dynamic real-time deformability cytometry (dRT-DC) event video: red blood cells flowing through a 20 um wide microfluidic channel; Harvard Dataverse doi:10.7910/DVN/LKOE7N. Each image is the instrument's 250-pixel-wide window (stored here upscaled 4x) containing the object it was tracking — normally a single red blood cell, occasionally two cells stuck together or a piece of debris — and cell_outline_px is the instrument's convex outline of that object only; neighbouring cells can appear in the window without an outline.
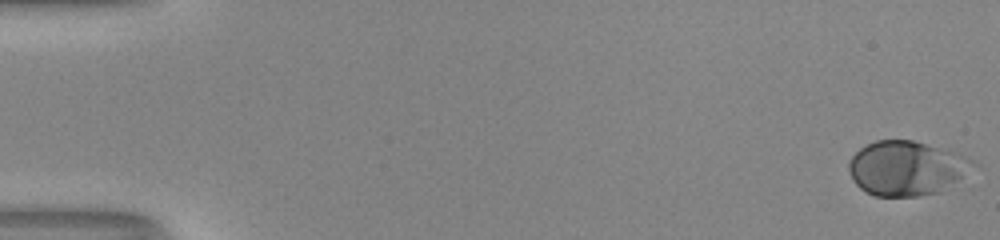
{"species": "human", "species_latin": "Homo sapiens", "temperature_condition": "room temperature", "stored_images_in_passage": 53, "camera_frame_rate_fps": 3000, "um_per_image_px": 0.085, "donor": {"sex": "male"}, "frame": {"image": 1, "passage_image": 1, "time_ms": 0.0, "image_size_px": [1000, 240], "cell_outline_px": [[960, 176], [956, 180], [940, 192], [916, 196], [872, 196], [860, 188], [852, 180], [848, 168], [848, 164], [852, 156], [860, 148], [876, 140], [912, 140], [948, 152], [960, 168]], "centroid_in_image_um": [76.69, 14.34], "position_along_channel_um": 8.3, "area_um2": 36.59}}
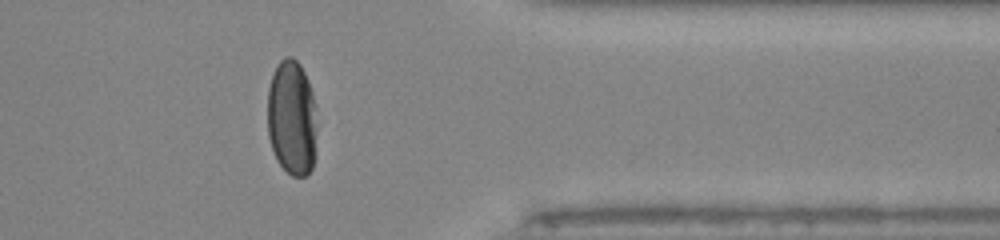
{"frame": {"image": 2, "passage_image": 44, "time_ms": 14.333, "image_size_px": [1000, 240], "cell_outline_px": [[316, 152], [312, 168], [304, 176], [292, 176], [276, 160], [268, 136], [268, 88], [272, 76], [280, 60], [284, 56], [292, 56], [300, 64], [308, 80], [316, 104]], "centroid_in_image_um": [24.83, 10.02], "position_along_channel_um": 386.6, "area_um2": 33.64}}
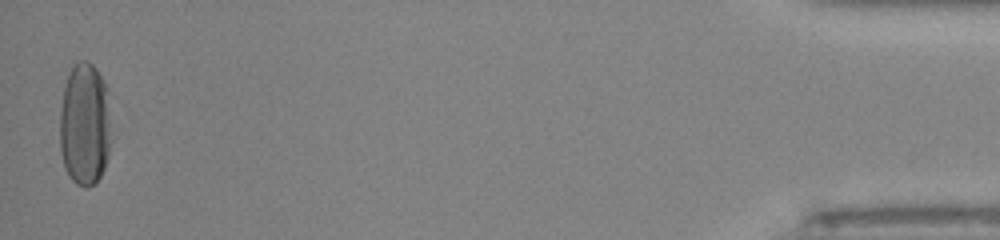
{"frame": {"image": 3, "passage_image": 53, "time_ms": 17.333, "image_size_px": [1000, 240], "cell_outline_px": [[116, 136], [104, 168], [100, 176], [88, 188], [84, 188], [76, 184], [68, 176], [64, 168], [60, 152], [60, 112], [64, 88], [68, 76], [72, 68], [80, 60], [88, 60], [96, 68], [108, 88]], "centroid_in_image_um": [7.29, 10.6], "position_along_channel_um": 427.9, "area_um2": 38.67}, "authors_computed_cell_mechanics": {"area_um2": 36.2406, "velocity_mm_per_s": 3.9934, "shape_relaxation_time_tau1_ms": 4.3507, "shape_relaxation_time_tau2_ms": null, "deformation_change_tau1": 0.213, "deformation_change_tau2": null}}